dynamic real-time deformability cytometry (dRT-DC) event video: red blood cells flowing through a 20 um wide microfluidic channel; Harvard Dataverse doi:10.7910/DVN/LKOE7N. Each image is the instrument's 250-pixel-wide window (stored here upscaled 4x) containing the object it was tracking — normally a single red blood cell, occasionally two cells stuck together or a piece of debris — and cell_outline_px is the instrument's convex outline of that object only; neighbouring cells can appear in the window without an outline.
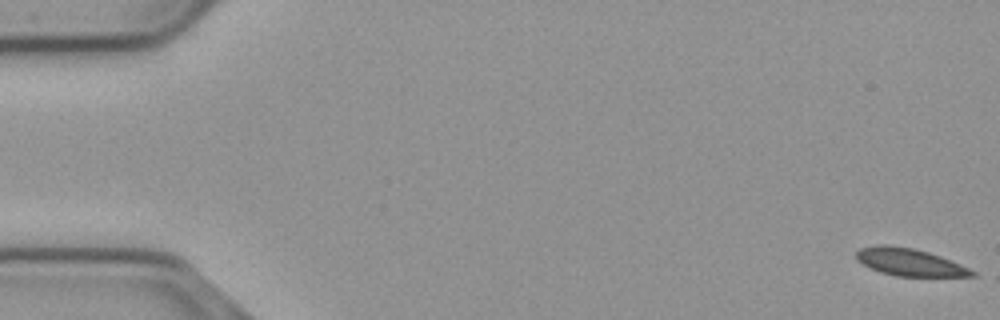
{"species": "common noctule bat (a hibernating species)", "species_latin": "Nyctalus noctula", "temperature_condition": "cold", "stored_images_in_passage": 8, "camera_frame_rate_fps": 3000, "um_per_image_px": 0.085, "animal": {"sex": "male", "body_mass_g": 23.1, "forearm_length_mm": 52.7}, "frame": {"image": 1, "passage_image": 1, "time_ms": 0.0, "image_size_px": [1000, 320], "cell_outline_px": [[976, 276], [896, 276], [880, 272], [856, 260], [856, 252], [860, 248], [876, 244], [888, 244], [912, 248], [928, 252], [940, 256], [968, 268], [976, 272]], "centroid_in_image_um": [77.27, 22.27], "position_along_channel_um": 7.7, "area_um2": 18.32}}